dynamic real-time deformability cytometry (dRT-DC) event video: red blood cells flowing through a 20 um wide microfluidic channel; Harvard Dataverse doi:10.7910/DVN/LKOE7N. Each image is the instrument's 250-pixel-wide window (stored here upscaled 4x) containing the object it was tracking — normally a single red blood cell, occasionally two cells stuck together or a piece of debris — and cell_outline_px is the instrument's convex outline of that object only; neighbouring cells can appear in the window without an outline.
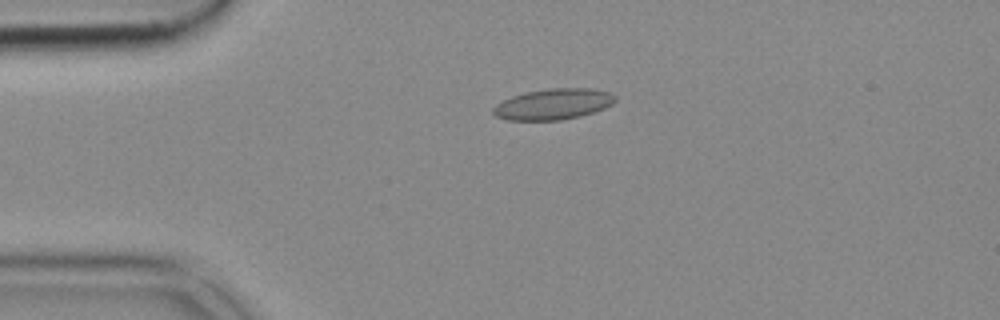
{"species": "common noctule bat (a hibernating species)", "species_latin": "Nyctalus noctula", "temperature_condition": "cold", "stored_images_in_passage": 53, "camera_frame_rate_fps": 3000, "um_per_image_px": 0.085, "animal": {"sex": "female", "body_mass_g": 18.4}, "frame": {"image": 1, "passage_image": 12, "time_ms": 3.667, "image_size_px": [1000, 320], "cell_outline_px": [[616, 100], [612, 104], [604, 108], [580, 116], [560, 120], [508, 120], [496, 116], [492, 112], [492, 108], [496, 104], [512, 96], [528, 92], [548, 88], [596, 88], [608, 92], [616, 96]], "centroid_in_image_um": [47.04, 8.85], "position_along_channel_um": 38.0, "area_um2": 21.91}}
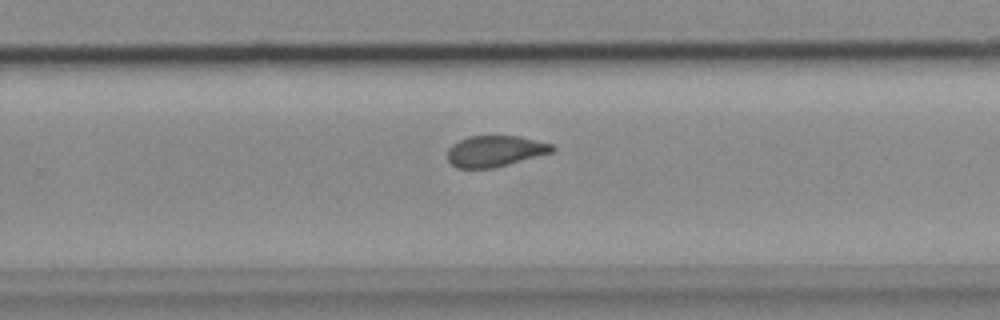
{"frame": {"image": 2, "passage_image": 34, "time_ms": 11.0, "image_size_px": [1000, 320], "cell_outline_px": [[556, 148], [552, 152], [508, 164], [492, 168], [456, 168], [448, 160], [448, 148], [452, 144], [468, 136], [520, 136], [552, 144]], "centroid_in_image_um": [42.07, 12.84], "position_along_channel_um": 287.7, "area_um2": 18.84}}
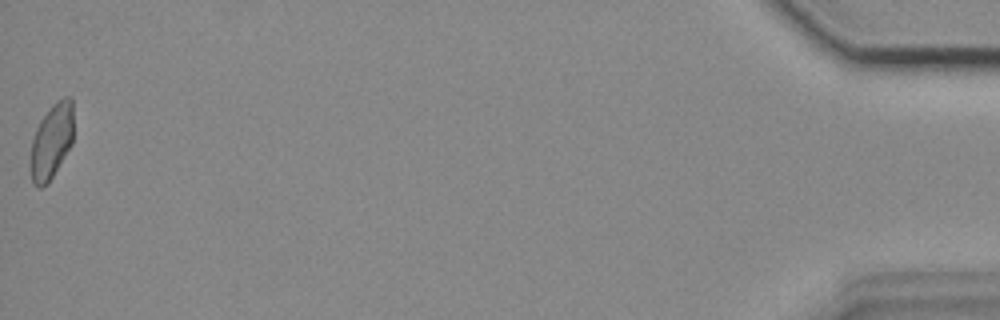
{"frame": {"image": 3, "passage_image": 53, "time_ms": 17.333, "image_size_px": [1000, 320], "cell_outline_px": [[72, 144], [48, 184], [40, 188], [36, 188], [32, 180], [28, 164], [28, 160], [32, 140], [36, 128], [40, 120], [52, 104], [56, 100], [64, 96], [72, 96]], "centroid_in_image_um": [4.34, 12.03], "position_along_channel_um": 430.9, "area_um2": 19.25}}